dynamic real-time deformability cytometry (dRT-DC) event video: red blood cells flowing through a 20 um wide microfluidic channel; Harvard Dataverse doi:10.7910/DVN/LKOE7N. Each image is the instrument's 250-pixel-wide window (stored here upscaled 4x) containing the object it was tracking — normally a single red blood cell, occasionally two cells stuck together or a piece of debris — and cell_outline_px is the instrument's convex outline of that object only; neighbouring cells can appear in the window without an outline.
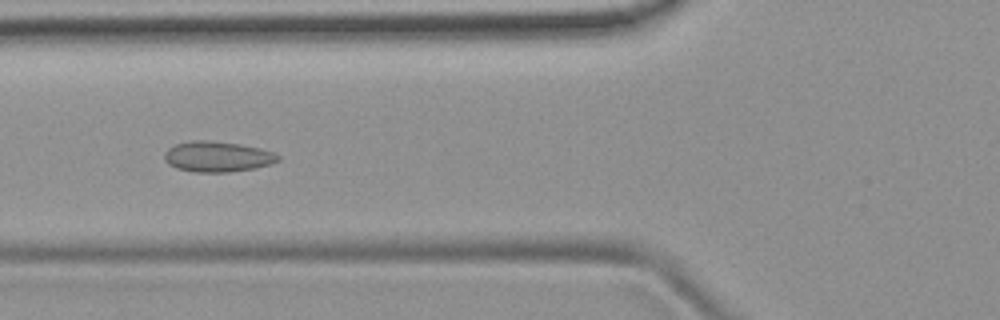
{"species": "common noctule bat (a hibernating species)", "species_latin": "Nyctalus noctula", "temperature_condition": "room temperature", "stored_images_in_passage": 52, "camera_frame_rate_fps": 3000, "um_per_image_px": 0.085, "animal": {"sex": "female", "body_mass_g": 19.9}, "frame": {"image": 1, "passage_image": 20, "time_ms": 6.333, "image_size_px": [1000, 320], "cell_outline_px": [[280, 160], [272, 164], [256, 168], [228, 172], [192, 172], [176, 168], [168, 164], [164, 160], [164, 152], [168, 148], [176, 144], [192, 140], [208, 140], [240, 144], [260, 148], [272, 152], [280, 156]], "centroid_in_image_um": [18.47, 13.32], "position_along_channel_um": 107.3, "area_um2": 20.4}}
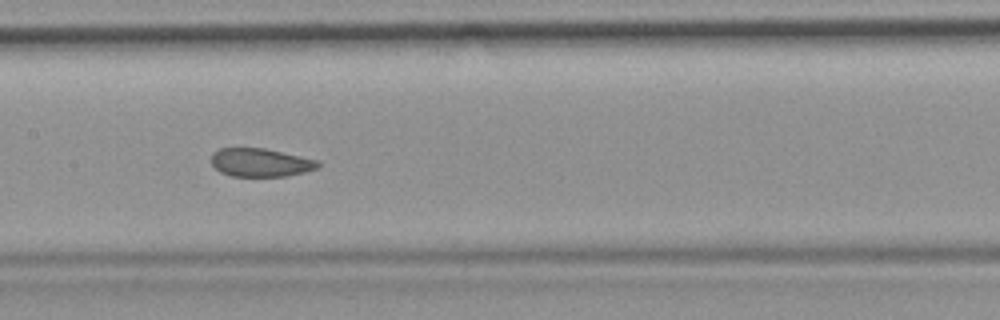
{"frame": {"image": 2, "passage_image": 26, "time_ms": 8.333, "image_size_px": [1000, 320], "cell_outline_px": [[320, 164], [316, 168], [304, 172], [288, 176], [232, 176], [220, 172], [212, 164], [212, 152], [220, 148], [264, 148], [320, 160]], "centroid_in_image_um": [22.15, 13.81], "position_along_channel_um": 185.2, "area_um2": 17.63}}
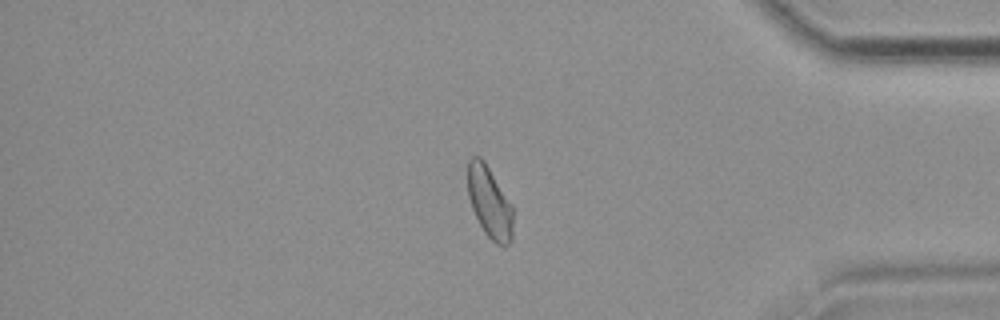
{"frame": {"image": 3, "passage_image": 44, "time_ms": 14.333, "image_size_px": [1000, 320], "cell_outline_px": [[512, 240], [504, 248], [496, 244], [484, 232], [472, 208], [468, 196], [468, 160], [472, 156], [480, 156], [484, 160], [512, 208]], "centroid_in_image_um": [41.59, 17.22], "position_along_channel_um": 393.6, "area_um2": 18.5}, "authors_computed_cell_mechanics": {"area_um2": 19.7965, "velocity_mm_per_s": 3.9063, "shape_relaxation_time_tau1_ms": null, "shape_relaxation_time_tau2_ms": 1.0343, "deformation_change_tau1": null, "deformation_change_tau2": 0.048}}